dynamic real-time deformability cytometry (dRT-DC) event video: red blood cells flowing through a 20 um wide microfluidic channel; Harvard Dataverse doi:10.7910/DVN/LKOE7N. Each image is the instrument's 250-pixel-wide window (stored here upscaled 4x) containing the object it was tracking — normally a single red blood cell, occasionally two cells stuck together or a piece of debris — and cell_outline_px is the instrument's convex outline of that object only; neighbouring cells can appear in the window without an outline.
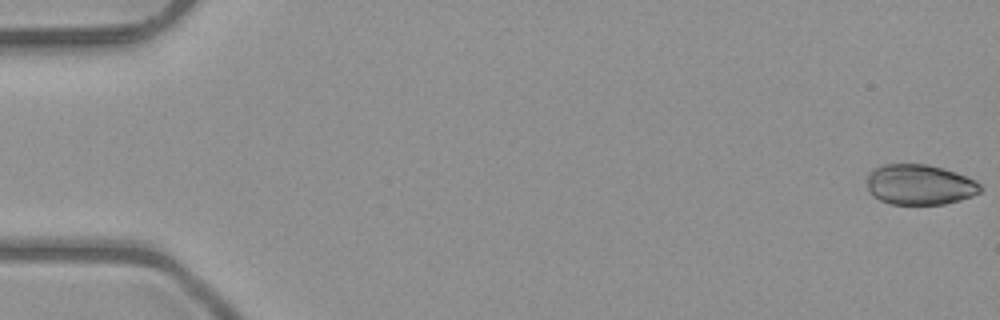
{"species": "common noctule bat (a hibernating species)", "species_latin": "Nyctalus noctula", "temperature_condition": "room temperature", "stored_images_in_passage": 52, "camera_frame_rate_fps": 3000, "um_per_image_px": 0.085, "animal": {"sex": "male", "body_mass_g": 23.1, "forearm_length_mm": 52.7}, "frame": {"image": 1, "passage_image": 1, "time_ms": 0.0, "image_size_px": [1000, 320], "cell_outline_px": [[984, 188], [980, 192], [972, 196], [960, 200], [944, 204], [892, 204], [880, 200], [872, 196], [868, 188], [868, 172], [884, 164], [928, 164], [944, 168], [956, 172], [976, 180]], "centroid_in_image_um": [78.2, 15.69], "position_along_channel_um": 6.8, "area_um2": 26.82}}
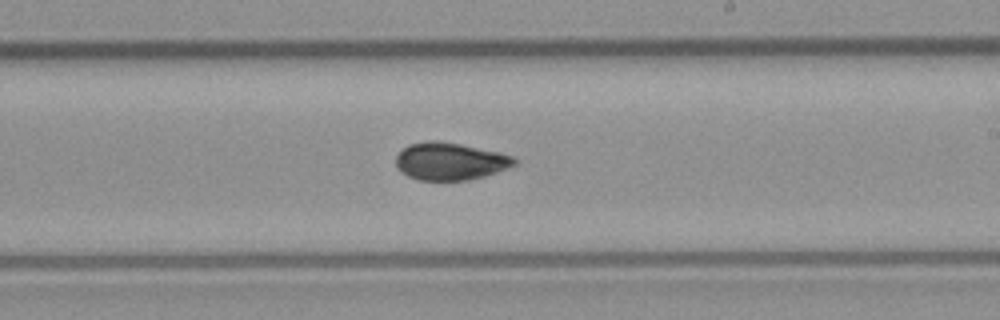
{"frame": {"image": 2, "passage_image": 31, "time_ms": 10.0, "image_size_px": [1000, 320], "cell_outline_px": [[516, 164], [496, 172], [484, 176], [468, 180], [416, 180], [400, 172], [396, 168], [396, 156], [408, 144], [428, 140], [440, 140], [500, 152], [512, 156], [516, 160]], "centroid_in_image_um": [38.22, 13.7], "position_along_channel_um": 250.8, "area_um2": 25.95}}
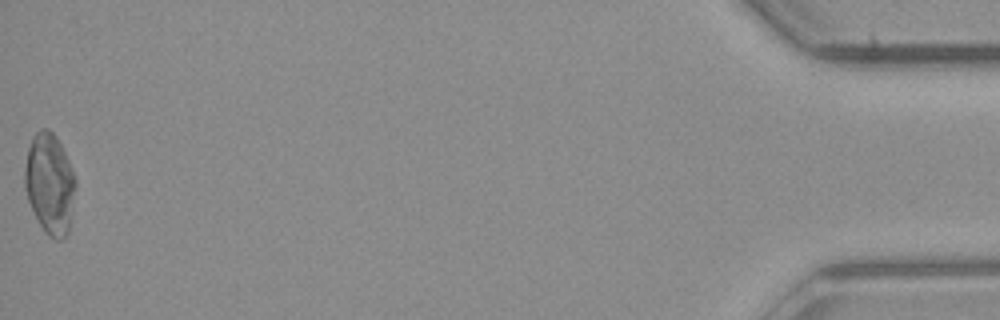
{"frame": {"image": 3, "passage_image": 52, "time_ms": 17.0, "image_size_px": [1000, 320], "cell_outline_px": [[76, 188], [68, 232], [60, 240], [56, 240], [48, 236], [44, 232], [28, 200], [24, 188], [24, 168], [28, 148], [32, 136], [40, 128], [48, 128], [56, 136], [68, 160], [76, 180]], "centroid_in_image_um": [4.22, 15.6], "position_along_channel_um": 431.0, "area_um2": 29.82}, "authors_computed_cell_mechanics": {"area_um2": 27.0793, "velocity_mm_per_s": 4.0449, "shape_relaxation_time_tau1_ms": 4.7762, "shape_relaxation_time_tau2_ms": 1.8778, "deformation_change_tau1": 0.1635, "deformation_change_tau2": 0.0504}}